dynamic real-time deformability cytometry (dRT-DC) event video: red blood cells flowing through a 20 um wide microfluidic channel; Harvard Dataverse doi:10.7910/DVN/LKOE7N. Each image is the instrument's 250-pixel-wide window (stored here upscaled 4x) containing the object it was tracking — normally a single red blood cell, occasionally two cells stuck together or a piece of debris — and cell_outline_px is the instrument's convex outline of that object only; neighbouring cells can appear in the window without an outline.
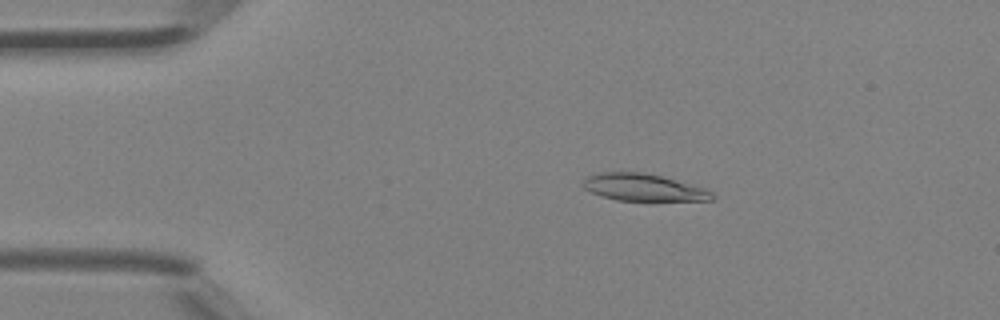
{"species": "Egyptian fruit bat (a non-hibernating species)", "species_latin": "Rousettus aegyptiacus", "temperature_condition": "room temperature", "stored_images_in_passage": 25, "camera_frame_rate_fps": 3000, "um_per_image_px": 0.085, "animal": {"sex": "female"}, "frame": {"image": 1, "passage_image": 9, "time_ms": 2.667, "image_size_px": [1000, 320], "cell_outline_px": [[716, 196], [712, 200], [616, 200], [600, 196], [588, 192], [580, 184], [588, 176], [600, 172], [640, 172], [660, 176], [708, 188]], "centroid_in_image_um": [54.67, 15.93], "position_along_channel_um": 30.3, "area_um2": 20.46}}
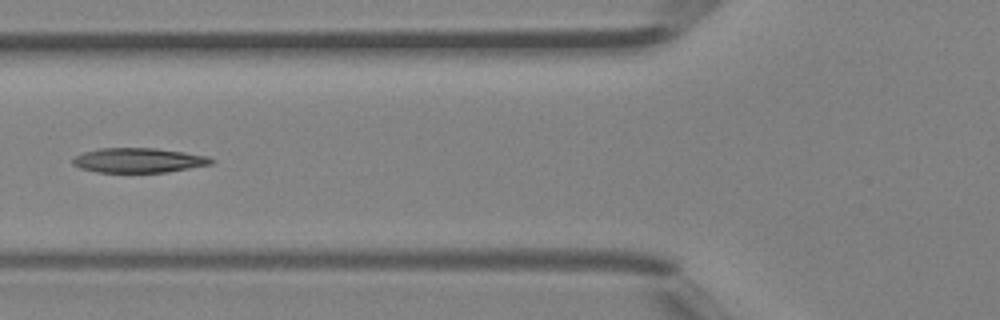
{"frame": {"image": 2, "passage_image": 18, "time_ms": 5.667, "image_size_px": [1000, 320], "cell_outline_px": [[216, 160], [212, 164], [168, 172], [96, 172], [80, 168], [72, 164], [72, 160], [76, 156], [84, 152], [100, 148], [156, 148], [184, 152], [208, 156]], "centroid_in_image_um": [11.8, 13.62], "position_along_channel_um": 114.0, "area_um2": 19.94}}
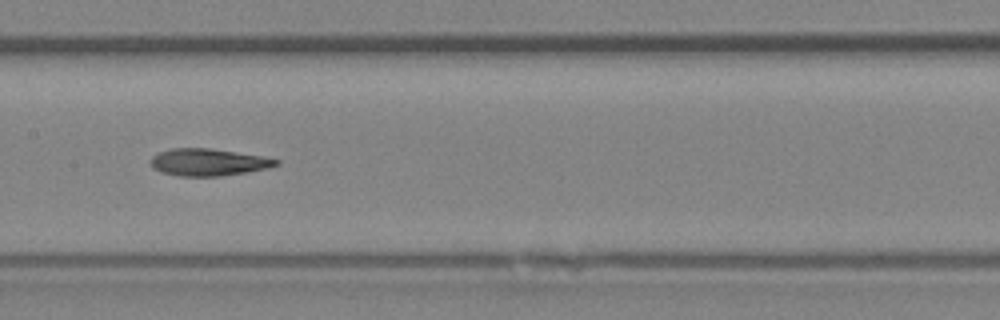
{"frame": {"image": 3, "passage_image": 23, "time_ms": 7.333, "image_size_px": [1000, 320], "cell_outline_px": [[280, 164], [268, 168], [248, 172], [220, 176], [180, 176], [160, 172], [152, 168], [148, 160], [152, 156], [160, 152], [172, 148], [212, 148], [264, 156], [280, 160]], "centroid_in_image_um": [17.71, 13.78], "position_along_channel_um": 189.7, "area_um2": 20.11}}